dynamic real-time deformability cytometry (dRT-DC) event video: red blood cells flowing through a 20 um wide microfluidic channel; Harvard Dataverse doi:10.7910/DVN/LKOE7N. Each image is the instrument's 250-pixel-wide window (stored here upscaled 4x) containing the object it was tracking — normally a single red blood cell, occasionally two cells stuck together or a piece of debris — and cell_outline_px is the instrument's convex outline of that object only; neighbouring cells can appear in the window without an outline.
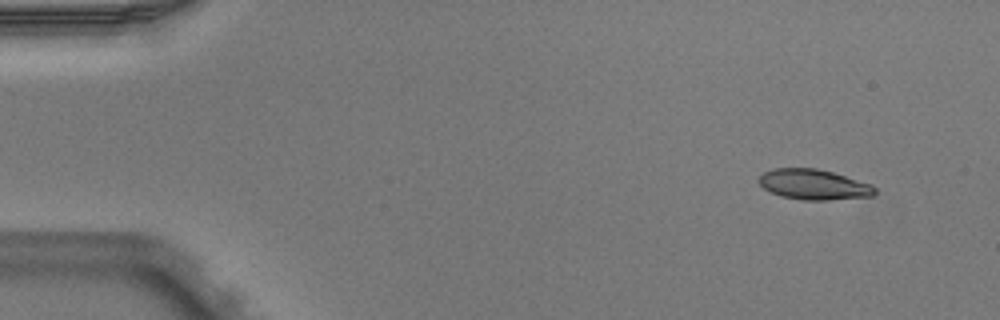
{"species": "Egyptian fruit bat (a non-hibernating species)", "species_latin": "Rousettus aegyptiacus", "temperature_condition": "warm", "stored_images_in_passage": 3, "camera_frame_rate_fps": 3000, "um_per_image_px": 0.085, "animal": {"sex": "male"}, "frame": {"image": 1, "passage_image": 1, "time_ms": 0.0, "image_size_px": [1000, 320], "cell_outline_px": [[876, 192], [872, 196], [828, 200], [804, 200], [780, 196], [764, 188], [756, 180], [764, 172], [772, 168], [816, 168], [832, 172], [872, 184], [876, 188]], "centroid_in_image_um": [69.16, 15.68], "position_along_channel_um": 15.8, "area_um2": 20.52}}
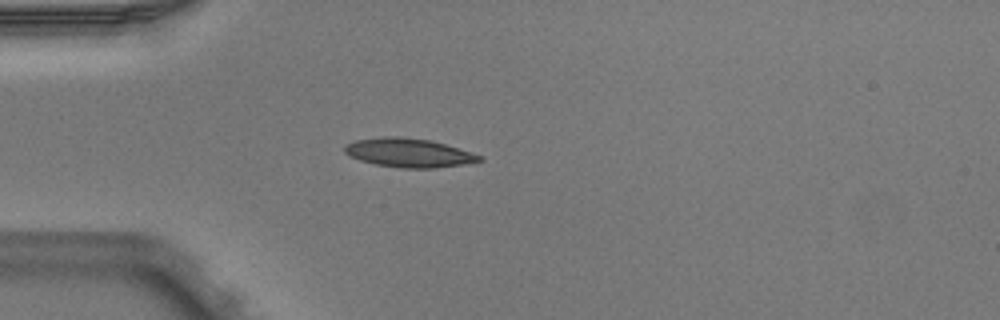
{"frame": {"image": 2, "passage_image": 3, "time_ms": 0.667, "image_size_px": [1000, 320], "cell_outline_px": [[484, 160], [464, 164], [432, 168], [400, 168], [376, 164], [360, 160], [344, 152], [344, 148], [348, 144], [356, 140], [384, 136], [400, 136], [428, 140], [444, 144], [480, 156]], "centroid_in_image_um": [34.71, 12.99], "position_along_channel_um": 50.3, "area_um2": 22.2}}